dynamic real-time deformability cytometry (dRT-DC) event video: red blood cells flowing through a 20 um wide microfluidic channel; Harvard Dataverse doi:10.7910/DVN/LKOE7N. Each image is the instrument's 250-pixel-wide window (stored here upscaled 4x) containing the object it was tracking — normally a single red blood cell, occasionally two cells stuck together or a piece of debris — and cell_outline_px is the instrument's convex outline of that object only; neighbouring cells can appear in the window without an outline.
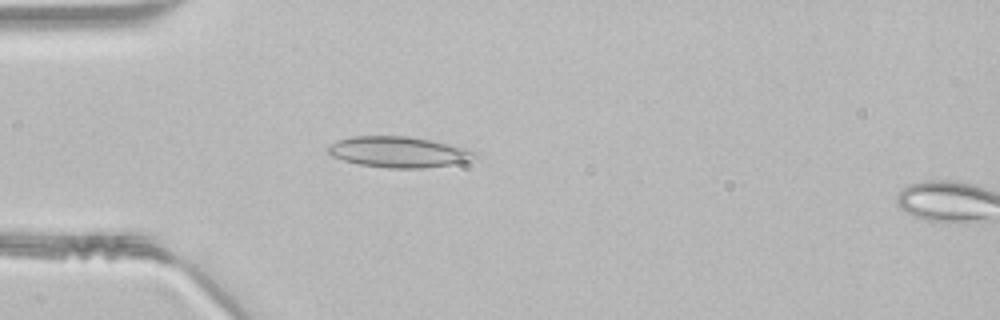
{"species": "common noctule bat (a hibernating species)", "species_latin": "Nyctalus noctula", "temperature_condition": "room temperature", "stored_images_in_passage": 15, "camera_frame_rate_fps": 3000, "um_per_image_px": 0.085, "animal": {"sex": "male", "body_mass_g": 21.5, "forearm_length_mm": 52.0}, "frame": {"image": 1, "passage_image": 13, "time_ms": 4.0, "image_size_px": [1000, 320], "cell_outline_px": [[476, 156], [472, 160], [448, 164], [420, 168], [388, 168], [360, 164], [344, 160], [332, 156], [328, 152], [328, 148], [332, 144], [340, 140], [352, 136], [408, 136], [468, 148], [476, 152]], "centroid_in_image_um": [33.89, 12.91], "position_along_channel_um": 51.1, "area_um2": 25.89}}